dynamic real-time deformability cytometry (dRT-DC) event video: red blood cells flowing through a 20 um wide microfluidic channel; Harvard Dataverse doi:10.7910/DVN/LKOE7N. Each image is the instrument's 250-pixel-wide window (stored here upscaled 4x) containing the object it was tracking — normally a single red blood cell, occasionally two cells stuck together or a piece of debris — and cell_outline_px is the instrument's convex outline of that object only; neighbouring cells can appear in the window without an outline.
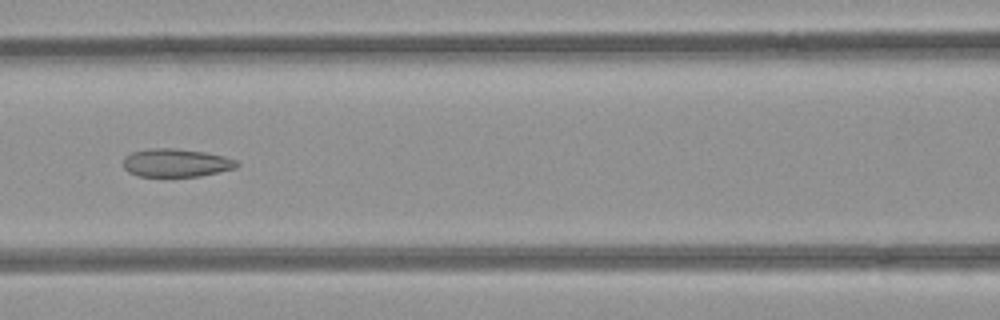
{"species": "common noctule bat (a hibernating species)", "species_latin": "Nyctalus noctula", "temperature_condition": "room temperature", "stored_images_in_passage": 6, "camera_frame_rate_fps": 3000, "um_per_image_px": 0.085, "animal": {"sex": "female", "body_mass_g": 21.9}, "frame": {"image": 1, "passage_image": 6, "time_ms": 1.667, "image_size_px": [1000, 320], "cell_outline_px": [[240, 164], [236, 168], [200, 176], [136, 176], [128, 172], [124, 168], [124, 156], [132, 152], [152, 148], [176, 148], [204, 152], [224, 156], [236, 160]], "centroid_in_image_um": [14.96, 13.84], "position_along_channel_um": 151.6, "area_um2": 18.67}}